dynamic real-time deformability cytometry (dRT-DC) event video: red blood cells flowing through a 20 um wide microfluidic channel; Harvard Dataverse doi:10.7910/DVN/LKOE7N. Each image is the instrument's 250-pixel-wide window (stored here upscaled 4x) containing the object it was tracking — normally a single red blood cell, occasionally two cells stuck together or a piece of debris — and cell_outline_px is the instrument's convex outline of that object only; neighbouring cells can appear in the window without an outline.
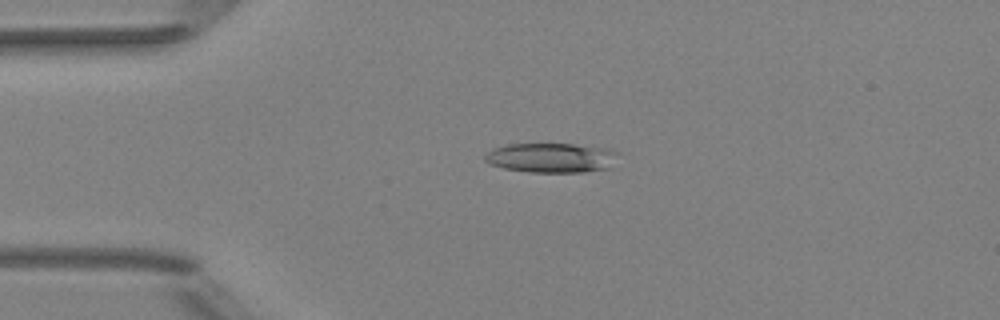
{"species": "Egyptian fruit bat (a non-hibernating species)", "species_latin": "Rousettus aegyptiacus", "temperature_condition": "room temperature", "stored_images_in_passage": 5, "camera_frame_rate_fps": 3000, "um_per_image_px": 0.085, "animal": {"sex": "female"}, "frame": {"image": 1, "passage_image": 4, "time_ms": 1.0, "image_size_px": [1000, 320], "cell_outline_px": [[620, 152], [608, 168], [584, 172], [528, 172], [504, 168], [492, 164], [484, 160], [484, 156], [492, 148], [508, 144], [572, 144], [608, 148]], "centroid_in_image_um": [46.86, 13.4], "position_along_channel_um": 38.1, "area_um2": 22.95}}